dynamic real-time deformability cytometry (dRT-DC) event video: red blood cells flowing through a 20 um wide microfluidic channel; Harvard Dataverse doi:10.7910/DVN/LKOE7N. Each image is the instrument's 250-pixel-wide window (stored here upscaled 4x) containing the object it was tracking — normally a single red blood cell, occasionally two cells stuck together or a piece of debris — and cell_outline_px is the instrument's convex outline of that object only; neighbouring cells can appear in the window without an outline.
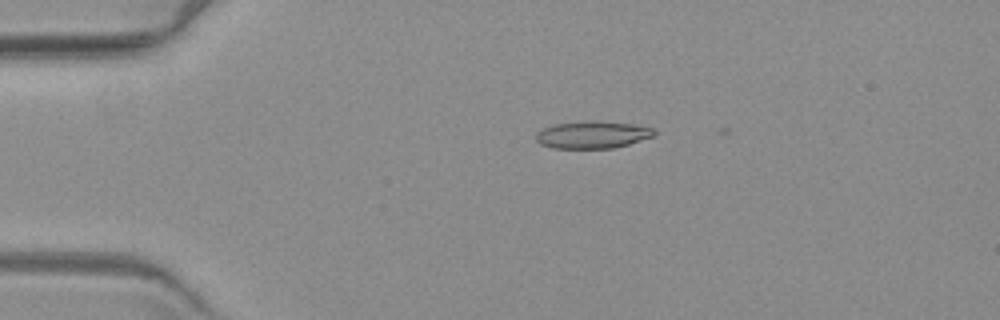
{"species": "common noctule bat (a hibernating species)", "species_latin": "Nyctalus noctula", "temperature_condition": "warm", "stored_images_in_passage": 6, "camera_frame_rate_fps": 3000, "um_per_image_px": 0.085, "animal": {"sex": "female", "body_mass_g": 19.3, "forearm_length_mm": 54.1}, "frame": {"image": 1, "passage_image": 4, "time_ms": 3.667, "image_size_px": [1000, 320], "cell_outline_px": [[656, 136], [628, 144], [612, 148], [552, 148], [540, 144], [536, 140], [536, 132], [544, 128], [556, 124], [632, 124], [652, 128], [656, 132]], "centroid_in_image_um": [50.36, 11.52], "position_along_channel_um": 34.6, "area_um2": 17.63}}